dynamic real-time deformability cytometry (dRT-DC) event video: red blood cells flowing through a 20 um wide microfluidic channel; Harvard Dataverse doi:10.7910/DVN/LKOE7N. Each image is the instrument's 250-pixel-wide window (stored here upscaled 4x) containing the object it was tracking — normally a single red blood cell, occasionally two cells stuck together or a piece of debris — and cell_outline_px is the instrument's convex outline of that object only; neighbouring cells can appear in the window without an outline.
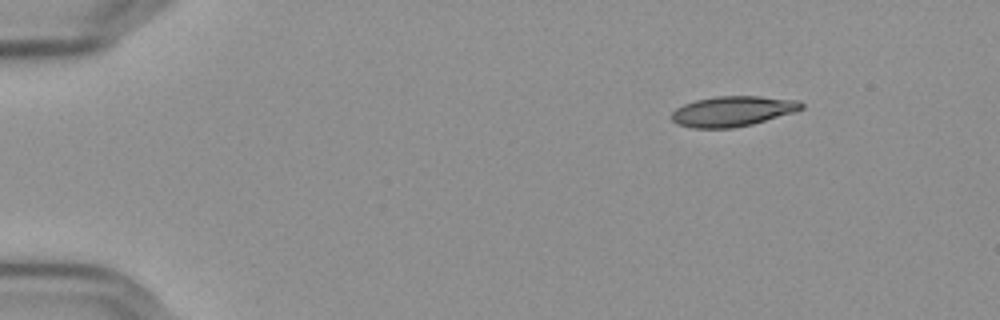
{"species": "Egyptian fruit bat (a non-hibernating species)", "species_latin": "Rousettus aegyptiacus", "temperature_condition": "cold", "stored_images_in_passage": 10, "camera_frame_rate_fps": 3000, "um_per_image_px": 0.085, "frame": {"image": 1, "passage_image": 1, "time_ms": 0.0, "image_size_px": [1000, 320], "cell_outline_px": [[804, 108], [792, 112], [752, 124], [732, 128], [692, 128], [676, 124], [672, 120], [672, 112], [676, 108], [684, 104], [696, 100], [716, 96], [760, 96], [800, 100], [804, 104]], "centroid_in_image_um": [62.26, 9.45], "position_along_channel_um": 22.7, "area_um2": 22.83}}